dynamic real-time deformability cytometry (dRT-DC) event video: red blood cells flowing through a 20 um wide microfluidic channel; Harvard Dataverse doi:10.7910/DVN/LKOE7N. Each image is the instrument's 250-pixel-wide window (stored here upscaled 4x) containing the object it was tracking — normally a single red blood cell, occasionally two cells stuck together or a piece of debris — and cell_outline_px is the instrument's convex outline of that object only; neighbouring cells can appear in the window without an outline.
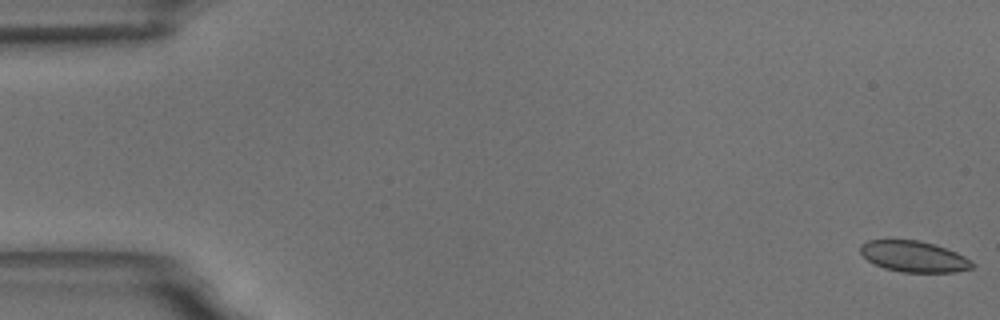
{"species": "common noctule bat (a hibernating species)", "species_latin": "Nyctalus noctula", "temperature_condition": "room temperature", "stored_images_in_passage": 9, "camera_frame_rate_fps": 3000, "um_per_image_px": 0.085, "animal": {"sex": "male", "body_mass_g": 18.8}, "frame": {"image": 1, "passage_image": 1, "time_ms": 0.0, "image_size_px": [1000, 320], "cell_outline_px": [[976, 264], [972, 268], [956, 272], [900, 272], [884, 268], [868, 260], [860, 252], [860, 244], [868, 240], [920, 240], [936, 244], [956, 252], [972, 260]], "centroid_in_image_um": [77.71, 21.8], "position_along_channel_um": 7.3, "area_um2": 20.35}}
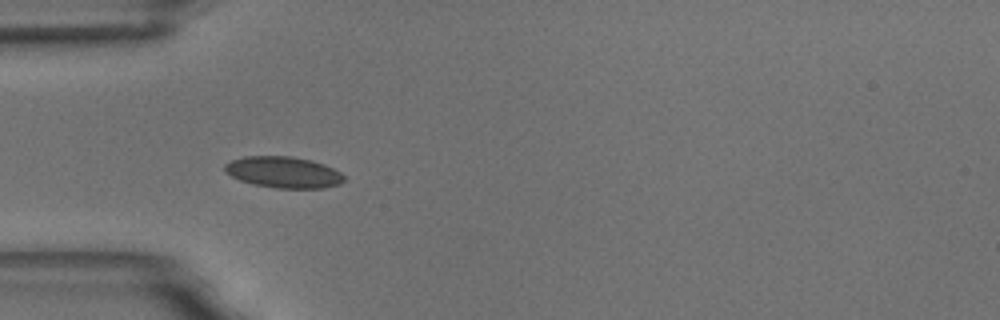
{"frame": {"image": 2, "passage_image": 6, "time_ms": 5.667, "image_size_px": [1000, 320], "cell_outline_px": [[344, 180], [340, 184], [324, 188], [276, 188], [252, 184], [240, 180], [224, 172], [224, 164], [232, 160], [244, 156], [292, 156], [312, 160], [324, 164], [340, 172], [344, 176]], "centroid_in_image_um": [24.08, 14.64], "position_along_channel_um": 60.9, "area_um2": 21.85}}
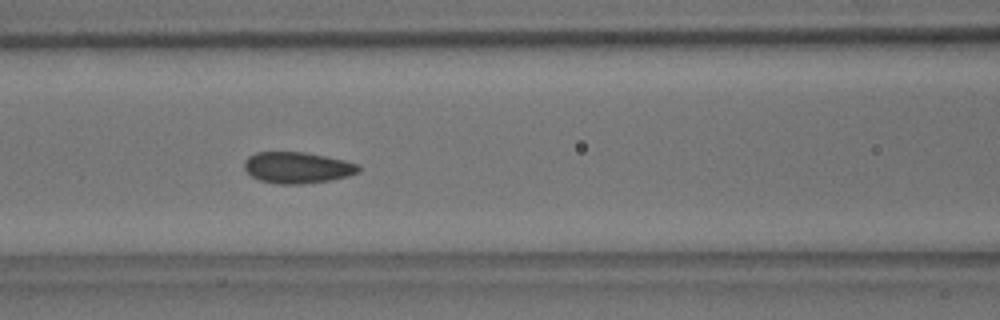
{"frame": {"image": 3, "passage_image": 8, "time_ms": 8.0, "image_size_px": [1000, 320], "cell_outline_px": [[360, 172], [348, 176], [332, 180], [300, 184], [276, 184], [260, 180], [252, 176], [244, 168], [244, 160], [248, 156], [256, 152], [304, 152], [344, 160], [360, 164]], "centroid_in_image_um": [25.28, 14.25], "position_along_channel_um": 141.3, "area_um2": 20.92}}